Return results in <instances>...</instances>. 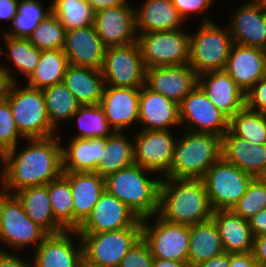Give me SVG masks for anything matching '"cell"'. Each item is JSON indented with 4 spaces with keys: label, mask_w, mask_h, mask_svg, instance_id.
<instances>
[{
    "label": "cell",
    "mask_w": 266,
    "mask_h": 267,
    "mask_svg": "<svg viewBox=\"0 0 266 267\" xmlns=\"http://www.w3.org/2000/svg\"><path fill=\"white\" fill-rule=\"evenodd\" d=\"M25 140L28 144L24 148L17 145L1 156L0 190L6 193L14 194L27 187L49 184L63 172L59 134Z\"/></svg>",
    "instance_id": "6da1fadb"
},
{
    "label": "cell",
    "mask_w": 266,
    "mask_h": 267,
    "mask_svg": "<svg viewBox=\"0 0 266 267\" xmlns=\"http://www.w3.org/2000/svg\"><path fill=\"white\" fill-rule=\"evenodd\" d=\"M210 205L202 179L162 177L157 215L175 224L194 225L211 219Z\"/></svg>",
    "instance_id": "7a4b0ae2"
},
{
    "label": "cell",
    "mask_w": 266,
    "mask_h": 267,
    "mask_svg": "<svg viewBox=\"0 0 266 267\" xmlns=\"http://www.w3.org/2000/svg\"><path fill=\"white\" fill-rule=\"evenodd\" d=\"M146 172V173H145ZM154 171L133 163L106 176L105 190L127 205L139 219L158 212L159 190L162 177L152 179Z\"/></svg>",
    "instance_id": "3957f363"
},
{
    "label": "cell",
    "mask_w": 266,
    "mask_h": 267,
    "mask_svg": "<svg viewBox=\"0 0 266 267\" xmlns=\"http://www.w3.org/2000/svg\"><path fill=\"white\" fill-rule=\"evenodd\" d=\"M184 131L177 136L170 171L164 177L202 179L208 168L222 156V137Z\"/></svg>",
    "instance_id": "277c9868"
},
{
    "label": "cell",
    "mask_w": 266,
    "mask_h": 267,
    "mask_svg": "<svg viewBox=\"0 0 266 267\" xmlns=\"http://www.w3.org/2000/svg\"><path fill=\"white\" fill-rule=\"evenodd\" d=\"M224 27L203 16L199 28L194 33L189 32L188 64L198 75L224 70L233 45L229 28Z\"/></svg>",
    "instance_id": "5b68a950"
},
{
    "label": "cell",
    "mask_w": 266,
    "mask_h": 267,
    "mask_svg": "<svg viewBox=\"0 0 266 267\" xmlns=\"http://www.w3.org/2000/svg\"><path fill=\"white\" fill-rule=\"evenodd\" d=\"M20 85V82H12L6 96L19 133L24 139L59 134L49 122L43 91Z\"/></svg>",
    "instance_id": "8992f818"
},
{
    "label": "cell",
    "mask_w": 266,
    "mask_h": 267,
    "mask_svg": "<svg viewBox=\"0 0 266 267\" xmlns=\"http://www.w3.org/2000/svg\"><path fill=\"white\" fill-rule=\"evenodd\" d=\"M49 233L33 222L14 195L0 190V242L22 251L31 244L35 250Z\"/></svg>",
    "instance_id": "52a82bcc"
},
{
    "label": "cell",
    "mask_w": 266,
    "mask_h": 267,
    "mask_svg": "<svg viewBox=\"0 0 266 267\" xmlns=\"http://www.w3.org/2000/svg\"><path fill=\"white\" fill-rule=\"evenodd\" d=\"M254 178L221 156L202 178L213 211L230 210Z\"/></svg>",
    "instance_id": "ba28073f"
},
{
    "label": "cell",
    "mask_w": 266,
    "mask_h": 267,
    "mask_svg": "<svg viewBox=\"0 0 266 267\" xmlns=\"http://www.w3.org/2000/svg\"><path fill=\"white\" fill-rule=\"evenodd\" d=\"M141 237L154 258L188 262L189 225L170 223L155 214L141 219Z\"/></svg>",
    "instance_id": "9c48e42d"
},
{
    "label": "cell",
    "mask_w": 266,
    "mask_h": 267,
    "mask_svg": "<svg viewBox=\"0 0 266 267\" xmlns=\"http://www.w3.org/2000/svg\"><path fill=\"white\" fill-rule=\"evenodd\" d=\"M83 256L104 267H118L131 247L141 238V221L136 226L101 233H78Z\"/></svg>",
    "instance_id": "30bf717a"
},
{
    "label": "cell",
    "mask_w": 266,
    "mask_h": 267,
    "mask_svg": "<svg viewBox=\"0 0 266 267\" xmlns=\"http://www.w3.org/2000/svg\"><path fill=\"white\" fill-rule=\"evenodd\" d=\"M137 42L146 68L188 64L189 32L183 29L141 33Z\"/></svg>",
    "instance_id": "8fae6325"
},
{
    "label": "cell",
    "mask_w": 266,
    "mask_h": 267,
    "mask_svg": "<svg viewBox=\"0 0 266 267\" xmlns=\"http://www.w3.org/2000/svg\"><path fill=\"white\" fill-rule=\"evenodd\" d=\"M101 72L105 86L137 89L143 87L146 67L138 42L106 48Z\"/></svg>",
    "instance_id": "7c38bea8"
},
{
    "label": "cell",
    "mask_w": 266,
    "mask_h": 267,
    "mask_svg": "<svg viewBox=\"0 0 266 267\" xmlns=\"http://www.w3.org/2000/svg\"><path fill=\"white\" fill-rule=\"evenodd\" d=\"M179 120L187 131L213 133L222 137L229 130L230 118L196 86L179 104Z\"/></svg>",
    "instance_id": "4fadbf2b"
},
{
    "label": "cell",
    "mask_w": 266,
    "mask_h": 267,
    "mask_svg": "<svg viewBox=\"0 0 266 267\" xmlns=\"http://www.w3.org/2000/svg\"><path fill=\"white\" fill-rule=\"evenodd\" d=\"M133 135L134 163L165 176L170 171L177 138L172 130H139ZM173 134V135H172Z\"/></svg>",
    "instance_id": "5bb4252c"
},
{
    "label": "cell",
    "mask_w": 266,
    "mask_h": 267,
    "mask_svg": "<svg viewBox=\"0 0 266 267\" xmlns=\"http://www.w3.org/2000/svg\"><path fill=\"white\" fill-rule=\"evenodd\" d=\"M73 236L78 237V241ZM33 251L32 267H79L83 258L82 240L77 230L49 234Z\"/></svg>",
    "instance_id": "9a60e30c"
},
{
    "label": "cell",
    "mask_w": 266,
    "mask_h": 267,
    "mask_svg": "<svg viewBox=\"0 0 266 267\" xmlns=\"http://www.w3.org/2000/svg\"><path fill=\"white\" fill-rule=\"evenodd\" d=\"M129 2L95 12L93 26L106 48L137 42L135 8Z\"/></svg>",
    "instance_id": "2e32d148"
},
{
    "label": "cell",
    "mask_w": 266,
    "mask_h": 267,
    "mask_svg": "<svg viewBox=\"0 0 266 267\" xmlns=\"http://www.w3.org/2000/svg\"><path fill=\"white\" fill-rule=\"evenodd\" d=\"M141 219L122 201L106 190L93 206L78 233H101L136 226Z\"/></svg>",
    "instance_id": "e0dca14e"
},
{
    "label": "cell",
    "mask_w": 266,
    "mask_h": 267,
    "mask_svg": "<svg viewBox=\"0 0 266 267\" xmlns=\"http://www.w3.org/2000/svg\"><path fill=\"white\" fill-rule=\"evenodd\" d=\"M145 85L178 105L198 86V74L189 65L146 68Z\"/></svg>",
    "instance_id": "ac0fdd59"
},
{
    "label": "cell",
    "mask_w": 266,
    "mask_h": 267,
    "mask_svg": "<svg viewBox=\"0 0 266 267\" xmlns=\"http://www.w3.org/2000/svg\"><path fill=\"white\" fill-rule=\"evenodd\" d=\"M246 1L229 20L233 43L266 50V8L252 0Z\"/></svg>",
    "instance_id": "d6986e66"
},
{
    "label": "cell",
    "mask_w": 266,
    "mask_h": 267,
    "mask_svg": "<svg viewBox=\"0 0 266 267\" xmlns=\"http://www.w3.org/2000/svg\"><path fill=\"white\" fill-rule=\"evenodd\" d=\"M224 71L246 95L266 75V50L233 43Z\"/></svg>",
    "instance_id": "ffe728a7"
},
{
    "label": "cell",
    "mask_w": 266,
    "mask_h": 267,
    "mask_svg": "<svg viewBox=\"0 0 266 267\" xmlns=\"http://www.w3.org/2000/svg\"><path fill=\"white\" fill-rule=\"evenodd\" d=\"M139 97L137 88L104 86L100 106L114 132H125L139 124Z\"/></svg>",
    "instance_id": "44dd1931"
},
{
    "label": "cell",
    "mask_w": 266,
    "mask_h": 267,
    "mask_svg": "<svg viewBox=\"0 0 266 267\" xmlns=\"http://www.w3.org/2000/svg\"><path fill=\"white\" fill-rule=\"evenodd\" d=\"M198 86L210 102L229 118L246 106V95L224 70L198 75Z\"/></svg>",
    "instance_id": "7402d4cb"
},
{
    "label": "cell",
    "mask_w": 266,
    "mask_h": 267,
    "mask_svg": "<svg viewBox=\"0 0 266 267\" xmlns=\"http://www.w3.org/2000/svg\"><path fill=\"white\" fill-rule=\"evenodd\" d=\"M63 52L71 65L101 70L106 47L91 25L66 31Z\"/></svg>",
    "instance_id": "603a6c76"
},
{
    "label": "cell",
    "mask_w": 266,
    "mask_h": 267,
    "mask_svg": "<svg viewBox=\"0 0 266 267\" xmlns=\"http://www.w3.org/2000/svg\"><path fill=\"white\" fill-rule=\"evenodd\" d=\"M140 130H171L180 125L179 105L162 94L140 88L139 121ZM143 126V127H141Z\"/></svg>",
    "instance_id": "cb8c5ba5"
},
{
    "label": "cell",
    "mask_w": 266,
    "mask_h": 267,
    "mask_svg": "<svg viewBox=\"0 0 266 267\" xmlns=\"http://www.w3.org/2000/svg\"><path fill=\"white\" fill-rule=\"evenodd\" d=\"M68 179L73 199V230L90 216L105 191V179L96 172H62Z\"/></svg>",
    "instance_id": "d4e9b609"
},
{
    "label": "cell",
    "mask_w": 266,
    "mask_h": 267,
    "mask_svg": "<svg viewBox=\"0 0 266 267\" xmlns=\"http://www.w3.org/2000/svg\"><path fill=\"white\" fill-rule=\"evenodd\" d=\"M222 157L239 169L260 177L266 169V144H253L228 130L222 136Z\"/></svg>",
    "instance_id": "484cf974"
},
{
    "label": "cell",
    "mask_w": 266,
    "mask_h": 267,
    "mask_svg": "<svg viewBox=\"0 0 266 267\" xmlns=\"http://www.w3.org/2000/svg\"><path fill=\"white\" fill-rule=\"evenodd\" d=\"M135 8L137 36L141 33L183 29L185 21L171 0H145Z\"/></svg>",
    "instance_id": "4316f807"
},
{
    "label": "cell",
    "mask_w": 266,
    "mask_h": 267,
    "mask_svg": "<svg viewBox=\"0 0 266 267\" xmlns=\"http://www.w3.org/2000/svg\"><path fill=\"white\" fill-rule=\"evenodd\" d=\"M211 219L218 229L224 252H252L254 236L248 220L236 215L231 209L215 210Z\"/></svg>",
    "instance_id": "83f0119b"
},
{
    "label": "cell",
    "mask_w": 266,
    "mask_h": 267,
    "mask_svg": "<svg viewBox=\"0 0 266 267\" xmlns=\"http://www.w3.org/2000/svg\"><path fill=\"white\" fill-rule=\"evenodd\" d=\"M104 151L105 138H71L67 145H62V170L95 172Z\"/></svg>",
    "instance_id": "f1b7e54d"
},
{
    "label": "cell",
    "mask_w": 266,
    "mask_h": 267,
    "mask_svg": "<svg viewBox=\"0 0 266 267\" xmlns=\"http://www.w3.org/2000/svg\"><path fill=\"white\" fill-rule=\"evenodd\" d=\"M63 83L80 105L100 104L105 86L101 70L69 64Z\"/></svg>",
    "instance_id": "f546056e"
},
{
    "label": "cell",
    "mask_w": 266,
    "mask_h": 267,
    "mask_svg": "<svg viewBox=\"0 0 266 267\" xmlns=\"http://www.w3.org/2000/svg\"><path fill=\"white\" fill-rule=\"evenodd\" d=\"M14 195L22 203L27 216L49 234L65 231L54 218L48 193V184L27 187L17 191Z\"/></svg>",
    "instance_id": "4dcf8cb0"
},
{
    "label": "cell",
    "mask_w": 266,
    "mask_h": 267,
    "mask_svg": "<svg viewBox=\"0 0 266 267\" xmlns=\"http://www.w3.org/2000/svg\"><path fill=\"white\" fill-rule=\"evenodd\" d=\"M223 252L221 238L212 219L190 225L188 262L191 267Z\"/></svg>",
    "instance_id": "1f68e13d"
},
{
    "label": "cell",
    "mask_w": 266,
    "mask_h": 267,
    "mask_svg": "<svg viewBox=\"0 0 266 267\" xmlns=\"http://www.w3.org/2000/svg\"><path fill=\"white\" fill-rule=\"evenodd\" d=\"M132 139V140H131ZM134 163V139L125 132H114L105 138L103 159L96 167V173L106 177Z\"/></svg>",
    "instance_id": "d6a6232c"
},
{
    "label": "cell",
    "mask_w": 266,
    "mask_h": 267,
    "mask_svg": "<svg viewBox=\"0 0 266 267\" xmlns=\"http://www.w3.org/2000/svg\"><path fill=\"white\" fill-rule=\"evenodd\" d=\"M68 65L69 62L63 50H42L39 64L26 80V85L35 89L44 90L63 82Z\"/></svg>",
    "instance_id": "836d02e7"
},
{
    "label": "cell",
    "mask_w": 266,
    "mask_h": 267,
    "mask_svg": "<svg viewBox=\"0 0 266 267\" xmlns=\"http://www.w3.org/2000/svg\"><path fill=\"white\" fill-rule=\"evenodd\" d=\"M42 91L49 122L59 131L60 125L65 121L67 123L71 120L80 104L63 82L57 83Z\"/></svg>",
    "instance_id": "e575fe53"
},
{
    "label": "cell",
    "mask_w": 266,
    "mask_h": 267,
    "mask_svg": "<svg viewBox=\"0 0 266 267\" xmlns=\"http://www.w3.org/2000/svg\"><path fill=\"white\" fill-rule=\"evenodd\" d=\"M52 13V3L45 8L41 0H18V9L10 26L2 33L13 38H28L48 15Z\"/></svg>",
    "instance_id": "d590c367"
},
{
    "label": "cell",
    "mask_w": 266,
    "mask_h": 267,
    "mask_svg": "<svg viewBox=\"0 0 266 267\" xmlns=\"http://www.w3.org/2000/svg\"><path fill=\"white\" fill-rule=\"evenodd\" d=\"M73 119L79 129L72 138H106L114 133L100 104L80 105Z\"/></svg>",
    "instance_id": "8d00e7d4"
},
{
    "label": "cell",
    "mask_w": 266,
    "mask_h": 267,
    "mask_svg": "<svg viewBox=\"0 0 266 267\" xmlns=\"http://www.w3.org/2000/svg\"><path fill=\"white\" fill-rule=\"evenodd\" d=\"M3 41L5 42L6 49L5 57L11 59L14 71L25 76L27 80L30 75L35 71L39 64L41 51L27 38H13L7 35H2Z\"/></svg>",
    "instance_id": "74e56055"
},
{
    "label": "cell",
    "mask_w": 266,
    "mask_h": 267,
    "mask_svg": "<svg viewBox=\"0 0 266 267\" xmlns=\"http://www.w3.org/2000/svg\"><path fill=\"white\" fill-rule=\"evenodd\" d=\"M229 130L237 137L255 145L266 144V114L246 106L230 118Z\"/></svg>",
    "instance_id": "f35d334b"
},
{
    "label": "cell",
    "mask_w": 266,
    "mask_h": 267,
    "mask_svg": "<svg viewBox=\"0 0 266 267\" xmlns=\"http://www.w3.org/2000/svg\"><path fill=\"white\" fill-rule=\"evenodd\" d=\"M52 13L67 31L93 25L95 12L86 0H52Z\"/></svg>",
    "instance_id": "ab89813d"
},
{
    "label": "cell",
    "mask_w": 266,
    "mask_h": 267,
    "mask_svg": "<svg viewBox=\"0 0 266 267\" xmlns=\"http://www.w3.org/2000/svg\"><path fill=\"white\" fill-rule=\"evenodd\" d=\"M51 209L55 220L65 229L73 230V197L68 179L61 174L48 184Z\"/></svg>",
    "instance_id": "60d3db41"
},
{
    "label": "cell",
    "mask_w": 266,
    "mask_h": 267,
    "mask_svg": "<svg viewBox=\"0 0 266 267\" xmlns=\"http://www.w3.org/2000/svg\"><path fill=\"white\" fill-rule=\"evenodd\" d=\"M66 31L60 20L51 13L39 23L27 39L40 50H63Z\"/></svg>",
    "instance_id": "b9f144b4"
},
{
    "label": "cell",
    "mask_w": 266,
    "mask_h": 267,
    "mask_svg": "<svg viewBox=\"0 0 266 267\" xmlns=\"http://www.w3.org/2000/svg\"><path fill=\"white\" fill-rule=\"evenodd\" d=\"M264 208H266V182L255 177L249 184L246 193L231 210L236 215L248 220Z\"/></svg>",
    "instance_id": "7bdbcfd3"
},
{
    "label": "cell",
    "mask_w": 266,
    "mask_h": 267,
    "mask_svg": "<svg viewBox=\"0 0 266 267\" xmlns=\"http://www.w3.org/2000/svg\"><path fill=\"white\" fill-rule=\"evenodd\" d=\"M24 138L18 131L11 107L5 98L0 101V152L4 154L18 145V140Z\"/></svg>",
    "instance_id": "ee69618b"
},
{
    "label": "cell",
    "mask_w": 266,
    "mask_h": 267,
    "mask_svg": "<svg viewBox=\"0 0 266 267\" xmlns=\"http://www.w3.org/2000/svg\"><path fill=\"white\" fill-rule=\"evenodd\" d=\"M154 257L142 237L131 247L118 267H153Z\"/></svg>",
    "instance_id": "f6af8a7d"
},
{
    "label": "cell",
    "mask_w": 266,
    "mask_h": 267,
    "mask_svg": "<svg viewBox=\"0 0 266 267\" xmlns=\"http://www.w3.org/2000/svg\"><path fill=\"white\" fill-rule=\"evenodd\" d=\"M246 107L266 114V75L247 92Z\"/></svg>",
    "instance_id": "bcb514c9"
},
{
    "label": "cell",
    "mask_w": 266,
    "mask_h": 267,
    "mask_svg": "<svg viewBox=\"0 0 266 267\" xmlns=\"http://www.w3.org/2000/svg\"><path fill=\"white\" fill-rule=\"evenodd\" d=\"M184 21L193 14H205L214 0H171ZM188 17V18H187Z\"/></svg>",
    "instance_id": "7dc6e473"
},
{
    "label": "cell",
    "mask_w": 266,
    "mask_h": 267,
    "mask_svg": "<svg viewBox=\"0 0 266 267\" xmlns=\"http://www.w3.org/2000/svg\"><path fill=\"white\" fill-rule=\"evenodd\" d=\"M0 267H32V262L23 257L9 253L0 246Z\"/></svg>",
    "instance_id": "c3c4849f"
},
{
    "label": "cell",
    "mask_w": 266,
    "mask_h": 267,
    "mask_svg": "<svg viewBox=\"0 0 266 267\" xmlns=\"http://www.w3.org/2000/svg\"><path fill=\"white\" fill-rule=\"evenodd\" d=\"M229 267H262L252 252L229 254Z\"/></svg>",
    "instance_id": "681fc988"
},
{
    "label": "cell",
    "mask_w": 266,
    "mask_h": 267,
    "mask_svg": "<svg viewBox=\"0 0 266 267\" xmlns=\"http://www.w3.org/2000/svg\"><path fill=\"white\" fill-rule=\"evenodd\" d=\"M254 237L266 234V208L248 219Z\"/></svg>",
    "instance_id": "f907efd6"
},
{
    "label": "cell",
    "mask_w": 266,
    "mask_h": 267,
    "mask_svg": "<svg viewBox=\"0 0 266 267\" xmlns=\"http://www.w3.org/2000/svg\"><path fill=\"white\" fill-rule=\"evenodd\" d=\"M252 254L262 267L266 265V234L254 237Z\"/></svg>",
    "instance_id": "816d5d0a"
},
{
    "label": "cell",
    "mask_w": 266,
    "mask_h": 267,
    "mask_svg": "<svg viewBox=\"0 0 266 267\" xmlns=\"http://www.w3.org/2000/svg\"><path fill=\"white\" fill-rule=\"evenodd\" d=\"M0 64V101L5 99L7 96L8 89L12 82H18V80L12 76V71L9 70V67H5Z\"/></svg>",
    "instance_id": "f5cc1de1"
},
{
    "label": "cell",
    "mask_w": 266,
    "mask_h": 267,
    "mask_svg": "<svg viewBox=\"0 0 266 267\" xmlns=\"http://www.w3.org/2000/svg\"><path fill=\"white\" fill-rule=\"evenodd\" d=\"M18 9V0H0V20L11 21Z\"/></svg>",
    "instance_id": "db71d44e"
},
{
    "label": "cell",
    "mask_w": 266,
    "mask_h": 267,
    "mask_svg": "<svg viewBox=\"0 0 266 267\" xmlns=\"http://www.w3.org/2000/svg\"><path fill=\"white\" fill-rule=\"evenodd\" d=\"M194 267H229V253L223 252L222 254L203 261Z\"/></svg>",
    "instance_id": "11a10c76"
},
{
    "label": "cell",
    "mask_w": 266,
    "mask_h": 267,
    "mask_svg": "<svg viewBox=\"0 0 266 267\" xmlns=\"http://www.w3.org/2000/svg\"><path fill=\"white\" fill-rule=\"evenodd\" d=\"M94 12L126 4L129 0H86Z\"/></svg>",
    "instance_id": "9f6ffc18"
},
{
    "label": "cell",
    "mask_w": 266,
    "mask_h": 267,
    "mask_svg": "<svg viewBox=\"0 0 266 267\" xmlns=\"http://www.w3.org/2000/svg\"><path fill=\"white\" fill-rule=\"evenodd\" d=\"M153 267H191V265L189 264V262L154 258Z\"/></svg>",
    "instance_id": "6f0895ef"
},
{
    "label": "cell",
    "mask_w": 266,
    "mask_h": 267,
    "mask_svg": "<svg viewBox=\"0 0 266 267\" xmlns=\"http://www.w3.org/2000/svg\"><path fill=\"white\" fill-rule=\"evenodd\" d=\"M79 267H104V266L99 265V264H96V263H93V262L87 260V259L83 256V258H82L81 261H80Z\"/></svg>",
    "instance_id": "680465c9"
},
{
    "label": "cell",
    "mask_w": 266,
    "mask_h": 267,
    "mask_svg": "<svg viewBox=\"0 0 266 267\" xmlns=\"http://www.w3.org/2000/svg\"><path fill=\"white\" fill-rule=\"evenodd\" d=\"M252 1L266 8V0H252Z\"/></svg>",
    "instance_id": "91938a15"
},
{
    "label": "cell",
    "mask_w": 266,
    "mask_h": 267,
    "mask_svg": "<svg viewBox=\"0 0 266 267\" xmlns=\"http://www.w3.org/2000/svg\"><path fill=\"white\" fill-rule=\"evenodd\" d=\"M261 180H263L264 182H266V169L263 172V174L259 177Z\"/></svg>",
    "instance_id": "94428289"
}]
</instances>
